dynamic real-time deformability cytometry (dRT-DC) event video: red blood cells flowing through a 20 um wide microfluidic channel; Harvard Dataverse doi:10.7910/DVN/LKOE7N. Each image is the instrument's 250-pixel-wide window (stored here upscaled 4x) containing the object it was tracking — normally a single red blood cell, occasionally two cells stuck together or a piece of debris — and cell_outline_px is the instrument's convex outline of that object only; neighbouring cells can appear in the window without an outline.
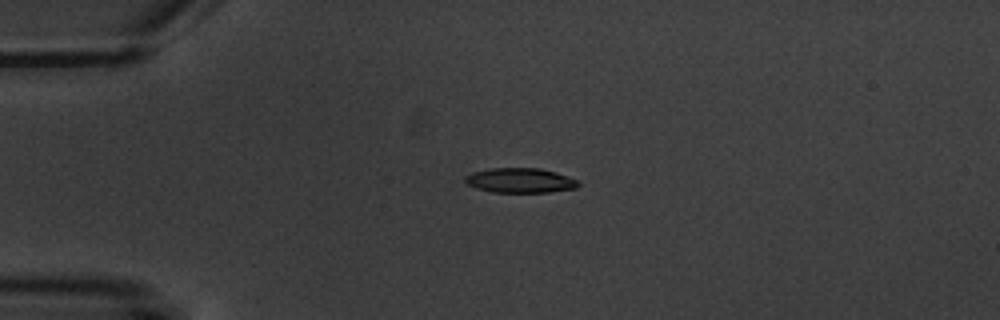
{"species": "common noctule bat (a hibernating species)", "species_latin": "Nyctalus noctula", "temperature_condition": "warm", "stored_images_in_passage": 5, "camera_frame_rate_fps": 3000, "um_per_image_px": 0.085, "animal": {"sex": "male", "body_mass_g": 20.1, "forearm_length_mm": 53.5}, "frame": {"image": 1, "passage_image": 4, "time_ms": 4.333, "image_size_px": [1000, 320], "cell_outline_px": [[580, 184], [576, 188], [548, 192], [492, 192], [476, 188], [468, 184], [464, 180], [464, 176], [472, 172], [492, 168], [540, 168], [556, 172], [580, 180]], "centroid_in_image_um": [44.23, 15.33], "position_along_channel_um": 40.8, "area_um2": 16.42}}